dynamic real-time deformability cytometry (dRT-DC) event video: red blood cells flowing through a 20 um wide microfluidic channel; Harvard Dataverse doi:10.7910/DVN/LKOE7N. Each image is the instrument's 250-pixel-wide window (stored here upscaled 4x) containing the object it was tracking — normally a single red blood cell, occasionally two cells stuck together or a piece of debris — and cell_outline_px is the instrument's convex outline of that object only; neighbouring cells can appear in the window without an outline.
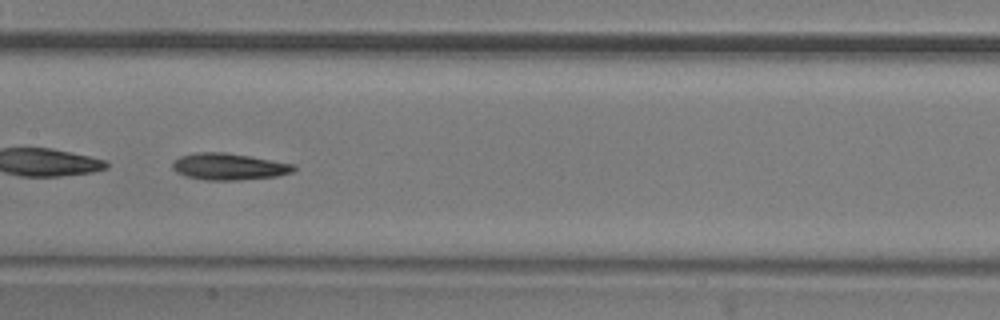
{"species": "common noctule bat (a hibernating species)", "species_latin": "Nyctalus noctula", "temperature_condition": "room temperature", "stored_images_in_passage": 17, "camera_frame_rate_fps": 3000, "um_per_image_px": 0.085, "animal": {"sex": "male", "body_mass_g": 20.5, "forearm_length_mm": 52.5}, "frame": {"image": 1, "passage_image": 12, "time_ms": 3.667, "image_size_px": [1000, 320], "cell_outline_px": [[296, 168], [292, 172], [276, 176], [236, 180], [204, 180], [184, 176], [176, 172], [172, 168], [172, 160], [180, 156], [196, 152], [224, 152], [296, 164]], "centroid_in_image_um": [19.41, 14.16], "position_along_channel_um": 188.0, "area_um2": 18.9}}